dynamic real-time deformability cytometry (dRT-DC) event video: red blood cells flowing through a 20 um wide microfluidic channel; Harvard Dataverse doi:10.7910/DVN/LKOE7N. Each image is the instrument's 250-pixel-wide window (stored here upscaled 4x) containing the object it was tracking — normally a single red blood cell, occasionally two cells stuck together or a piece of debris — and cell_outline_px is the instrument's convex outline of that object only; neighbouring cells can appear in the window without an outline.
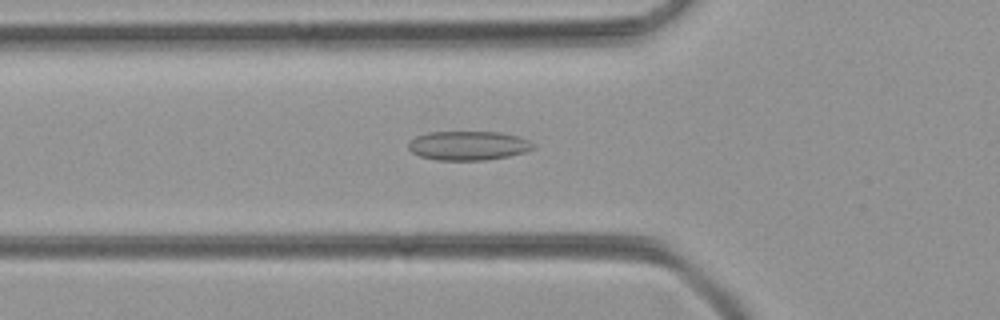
{"species": "common noctule bat (a hibernating species)", "species_latin": "Nyctalus noctula", "temperature_condition": "room temperature", "stored_images_in_passage": 46, "camera_frame_rate_fps": 3000, "um_per_image_px": 0.085, "animal": {"sex": "female", "body_mass_g": 21.9}, "frame": {"image": 1, "passage_image": 12, "time_ms": 3.667, "image_size_px": [1000, 320], "cell_outline_px": [[536, 148], [524, 152], [508, 156], [484, 160], [436, 160], [420, 156], [412, 152], [408, 148], [408, 140], [416, 136], [428, 132], [500, 132], [520, 136], [536, 144]], "centroid_in_image_um": [39.81, 12.37], "position_along_channel_um": 86.0, "area_um2": 21.39}}
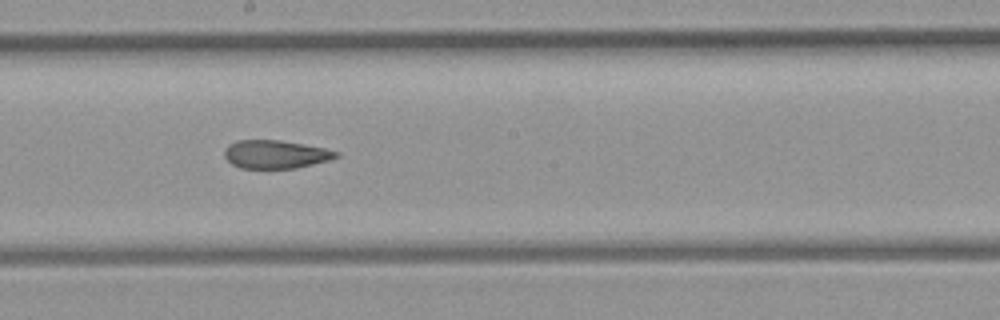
{"frame": {"image": 2, "passage_image": 22, "time_ms": 7.0, "image_size_px": [1000, 320], "cell_outline_px": [[340, 156], [332, 160], [296, 168], [240, 168], [232, 164], [224, 156], [224, 148], [228, 144], [236, 140], [280, 140], [304, 144], [324, 148], [340, 152]], "centroid_in_image_um": [23.44, 13.11], "position_along_channel_um": 224.8, "area_um2": 18.61}}
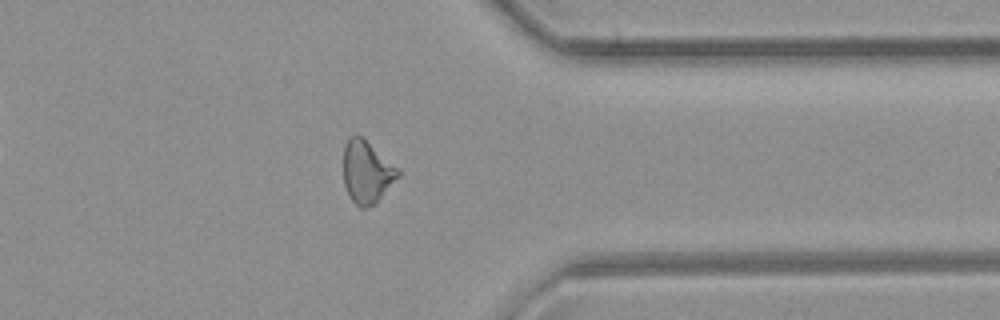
{"frame": {"image": 3, "passage_image": 34, "time_ms": 11.0, "image_size_px": [1000, 320], "cell_outline_px": [[400, 176], [376, 204], [368, 208], [360, 208], [348, 196], [344, 184], [344, 144], [348, 136], [360, 136], [400, 168]], "centroid_in_image_um": [31.2, 14.65], "position_along_channel_um": 380.2, "area_um2": 20.11}}